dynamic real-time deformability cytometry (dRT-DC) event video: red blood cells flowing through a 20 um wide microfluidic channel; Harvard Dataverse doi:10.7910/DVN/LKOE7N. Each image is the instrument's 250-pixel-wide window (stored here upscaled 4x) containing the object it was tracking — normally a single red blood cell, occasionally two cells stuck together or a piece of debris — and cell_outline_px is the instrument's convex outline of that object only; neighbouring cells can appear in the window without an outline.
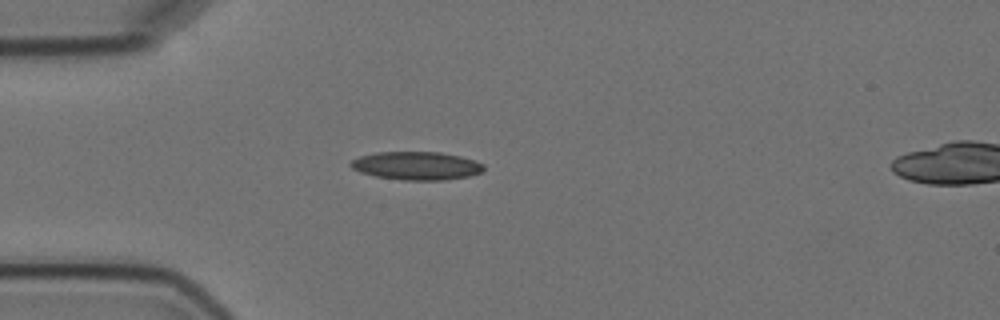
{"species": "Egyptian fruit bat (a non-hibernating species)", "species_latin": "Rousettus aegyptiacus", "temperature_condition": "cold", "stored_images_in_passage": 5, "camera_frame_rate_fps": 3000, "um_per_image_px": 0.085, "animal": {"sex": "female"}, "frame": {"image": 1, "passage_image": 4, "time_ms": 4.333, "image_size_px": [1000, 320], "cell_outline_px": [[484, 168], [480, 172], [468, 176], [444, 180], [404, 180], [376, 176], [360, 172], [352, 168], [348, 164], [352, 160], [360, 156], [376, 152], [440, 152], [460, 156], [476, 160], [484, 164]], "centroid_in_image_um": [35.4, 14.08], "position_along_channel_um": 49.6, "area_um2": 21.85}}